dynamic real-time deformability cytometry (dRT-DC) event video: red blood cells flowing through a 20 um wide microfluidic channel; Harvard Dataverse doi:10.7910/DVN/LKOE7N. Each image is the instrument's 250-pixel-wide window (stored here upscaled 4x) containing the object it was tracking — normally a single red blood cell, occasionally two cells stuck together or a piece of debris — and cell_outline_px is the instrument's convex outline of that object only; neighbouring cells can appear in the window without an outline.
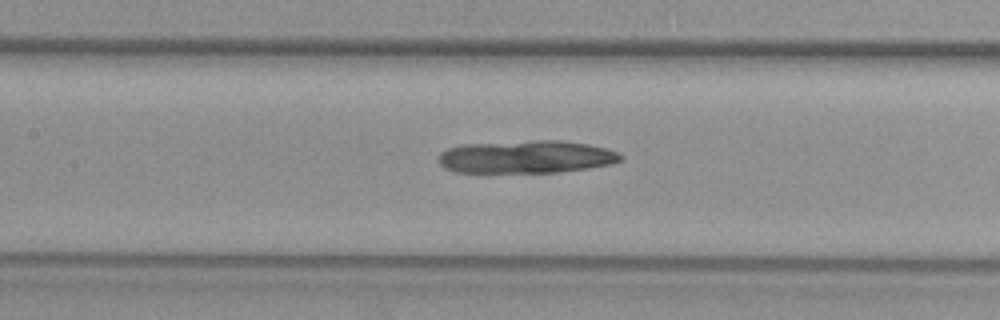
{"species": "common noctule bat (a hibernating species)", "species_latin": "Nyctalus noctula", "temperature_condition": "warm", "stored_images_in_passage": 35, "camera_frame_rate_fps": 3000, "um_per_image_px": 0.085, "animal": {"sex": "female", "body_mass_g": 29.2, "forearm_length_mm": 56.3}, "frame": {"image": 1, "passage_image": 11, "time_ms": 3.333, "image_size_px": [1000, 320], "cell_outline_px": [[624, 156], [620, 160], [612, 164], [588, 168], [556, 172], [456, 172], [444, 168], [440, 164], [440, 152], [448, 148], [460, 144], [532, 140], [560, 140], [588, 144], [620, 152]], "centroid_in_image_um": [44.73, 13.32], "position_along_channel_um": 162.7, "area_um2": 34.91}}
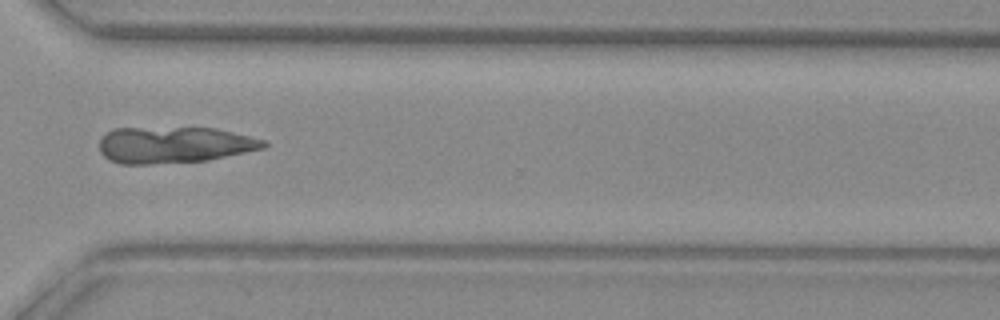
{"frame": {"image": 2, "passage_image": 25, "time_ms": 8.0, "image_size_px": [1000, 320], "cell_outline_px": [[268, 144], [264, 148], [208, 160], [148, 164], [120, 164], [108, 160], [100, 152], [100, 140], [104, 132], [112, 128], [216, 128], [264, 140]], "centroid_in_image_um": [14.74, 12.31], "position_along_channel_um": 355.9, "area_um2": 34.8}}